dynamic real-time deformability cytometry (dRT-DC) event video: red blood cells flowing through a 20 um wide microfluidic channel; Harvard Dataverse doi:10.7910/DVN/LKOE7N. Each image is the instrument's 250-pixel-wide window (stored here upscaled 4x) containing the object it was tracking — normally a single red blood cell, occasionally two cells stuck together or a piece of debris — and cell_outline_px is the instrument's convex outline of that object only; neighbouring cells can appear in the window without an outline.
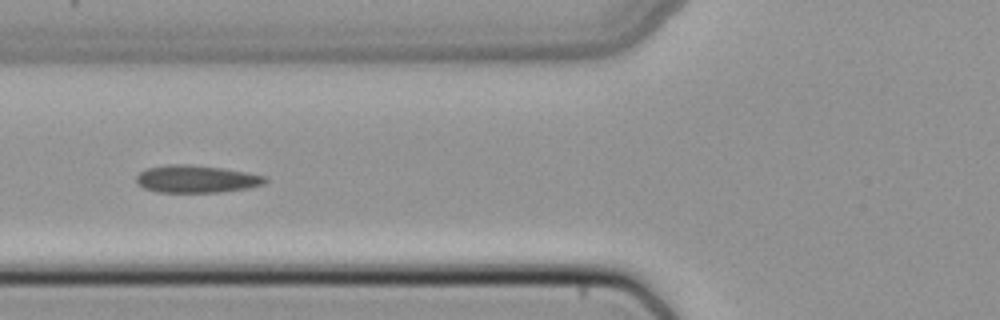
{"species": "common noctule bat (a hibernating species)", "species_latin": "Nyctalus noctula", "temperature_condition": "cold", "stored_images_in_passage": 37, "camera_frame_rate_fps": 3000, "um_per_image_px": 0.085, "animal": {"sex": "female", "body_mass_g": 22.7, "forearm_length_mm": 54.2}, "frame": {"image": 1, "passage_image": 12, "time_ms": 3.667, "image_size_px": [1000, 320], "cell_outline_px": [[268, 180], [264, 184], [248, 188], [220, 192], [156, 192], [144, 188], [136, 184], [136, 176], [144, 168], [164, 164], [192, 164], [224, 168], [248, 172], [268, 176]], "centroid_in_image_um": [16.68, 15.2], "position_along_channel_um": 109.1, "area_um2": 21.1}}
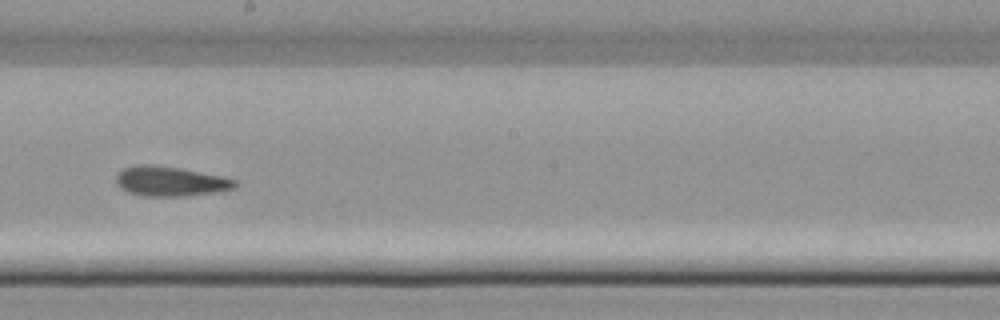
{"frame": {"image": 2, "passage_image": 21, "time_ms": 6.667, "image_size_px": [1000, 320], "cell_outline_px": [[240, 184], [236, 188], [212, 192], [184, 196], [144, 196], [128, 192], [120, 188], [116, 184], [116, 176], [124, 168], [140, 164], [152, 164], [180, 168], [220, 176], [236, 180]], "centroid_in_image_um": [14.47, 15.41], "position_along_channel_um": 233.7, "area_um2": 20.52}}
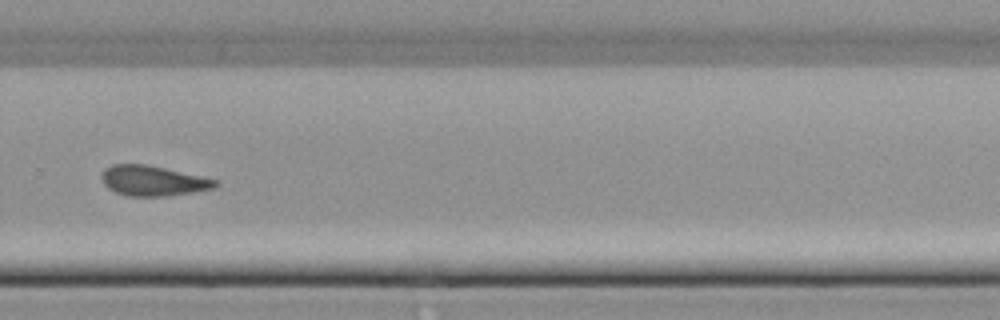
{"frame": {"image": 3, "passage_image": 27, "time_ms": 8.667, "image_size_px": [1000, 320], "cell_outline_px": [[220, 184], [216, 188], [168, 196], [128, 196], [116, 192], [108, 188], [104, 184], [100, 176], [104, 168], [112, 164], [144, 164], [164, 168], [220, 180]], "centroid_in_image_um": [13.02, 15.36], "position_along_channel_um": 316.8, "area_um2": 20.11}}